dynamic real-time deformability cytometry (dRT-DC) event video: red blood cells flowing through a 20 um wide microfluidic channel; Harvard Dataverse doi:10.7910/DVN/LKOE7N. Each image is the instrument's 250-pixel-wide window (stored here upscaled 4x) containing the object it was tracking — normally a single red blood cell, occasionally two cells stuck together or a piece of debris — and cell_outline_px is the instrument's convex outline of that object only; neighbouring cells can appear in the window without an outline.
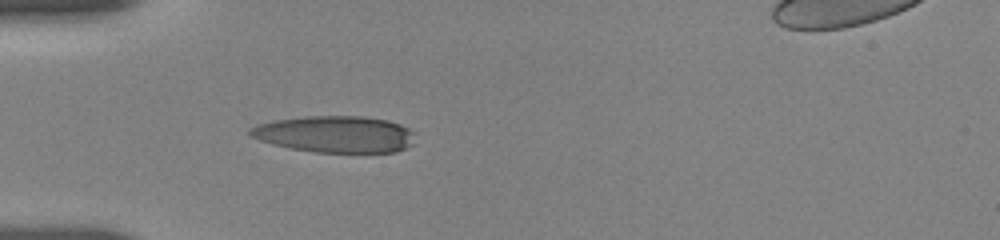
{"species": "human", "species_latin": "Homo sapiens", "temperature_condition": "room temperature", "stored_images_in_passage": 39, "camera_frame_rate_fps": 3000, "um_per_image_px": 0.085, "donor": {"sex": "female"}, "frame": {"image": 1, "passage_image": 1, "time_ms": 0.0, "image_size_px": [1000, 240], "cell_outline_px": [[416, 132], [412, 144], [396, 152], [316, 152], [292, 148], [272, 144], [248, 136], [248, 128], [256, 124], [272, 120], [304, 116], [364, 116], [388, 120], [400, 124]], "centroid_in_image_um": [28.46, 11.39], "position_along_channel_um": 56.5, "area_um2": 35.55}}
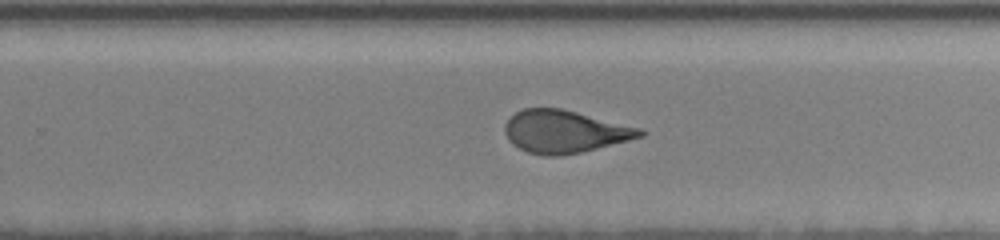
{"frame": {"image": 2, "passage_image": 20, "time_ms": 6.333, "image_size_px": [1000, 240], "cell_outline_px": [[644, 136], [580, 152], [556, 156], [544, 156], [528, 152], [512, 144], [508, 140], [504, 132], [504, 124], [516, 112], [524, 108], [560, 108], [640, 128], [644, 132]], "centroid_in_image_um": [47.94, 11.18], "position_along_channel_um": 281.9, "area_um2": 33.12}}
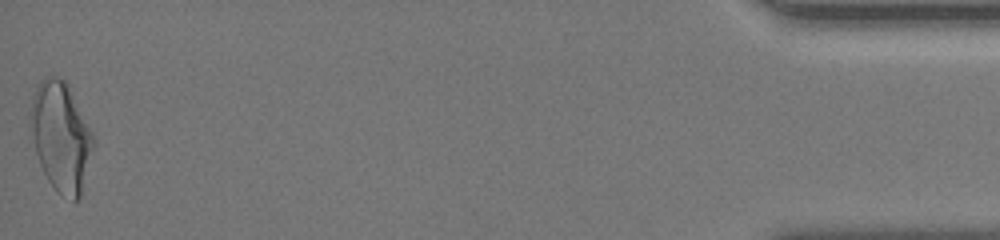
{"frame": {"image": 3, "passage_image": 39, "time_ms": 12.667, "image_size_px": [1000, 240], "cell_outline_px": [[96, 144], [80, 196], [76, 200], [72, 200], [56, 192], [48, 180], [40, 164], [36, 152], [32, 132], [32, 96], [40, 80], [44, 76], [56, 76], [64, 80], [68, 84], [92, 132]], "centroid_in_image_um": [5.22, 11.62], "position_along_channel_um": 430.0, "area_um2": 39.65}, "authors_computed_cell_mechanics": {"area_um2": 34.5066, "velocity_mm_per_s": 3.6855, "shape_relaxation_time_tau1_ms": 4.8726, "shape_relaxation_time_tau2_ms": 1.5063, "deformation_change_tau1": 0.2057, "deformation_change_tau2": 0.1021}}